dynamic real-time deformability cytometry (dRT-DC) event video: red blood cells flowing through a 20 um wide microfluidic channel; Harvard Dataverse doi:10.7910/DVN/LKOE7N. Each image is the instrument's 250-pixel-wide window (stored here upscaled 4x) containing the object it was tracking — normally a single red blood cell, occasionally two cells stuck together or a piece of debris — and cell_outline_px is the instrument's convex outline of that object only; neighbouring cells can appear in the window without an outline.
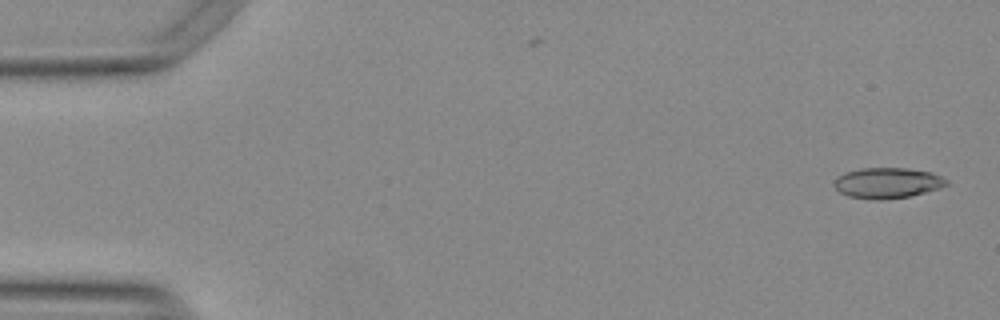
{"species": "Egyptian fruit bat (a non-hibernating species)", "species_latin": "Rousettus aegyptiacus", "temperature_condition": "warm", "stored_images_in_passage": 16, "camera_frame_rate_fps": 3000, "um_per_image_px": 0.085, "animal": {"sex": "female"}, "frame": {"image": 1, "passage_image": 1, "time_ms": 0.0, "image_size_px": [1000, 320], "cell_outline_px": [[948, 184], [940, 188], [908, 196], [884, 200], [876, 200], [848, 196], [840, 192], [832, 184], [840, 176], [848, 172], [860, 168], [908, 168], [932, 172], [948, 180]], "centroid_in_image_um": [75.45, 15.55], "position_along_channel_um": 9.6, "area_um2": 19.88}}